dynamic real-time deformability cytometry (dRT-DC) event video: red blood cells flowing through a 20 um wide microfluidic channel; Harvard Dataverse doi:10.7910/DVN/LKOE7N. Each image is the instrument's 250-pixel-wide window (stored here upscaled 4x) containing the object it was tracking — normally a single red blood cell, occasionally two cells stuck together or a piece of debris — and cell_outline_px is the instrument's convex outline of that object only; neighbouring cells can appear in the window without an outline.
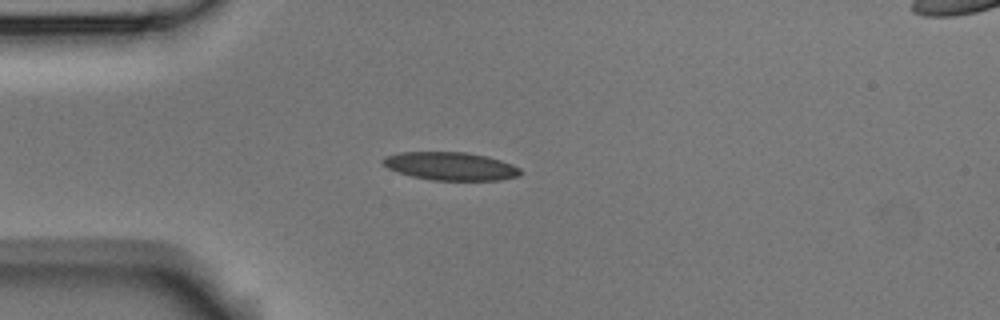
{"species": "Egyptian fruit bat (a non-hibernating species)", "species_latin": "Rousettus aegyptiacus", "temperature_condition": "room temperature", "stored_images_in_passage": 40, "camera_frame_rate_fps": 3000, "um_per_image_px": 0.085, "animal": {"sex": "male"}, "frame": {"image": 1, "passage_image": 1, "time_ms": 0.0, "image_size_px": [1000, 320], "cell_outline_px": [[520, 176], [500, 180], [432, 180], [412, 176], [388, 168], [380, 160], [388, 156], [400, 152], [468, 152], [488, 156], [512, 164], [520, 168]], "centroid_in_image_um": [38.34, 14.12], "position_along_channel_um": 46.7, "area_um2": 22.43}}
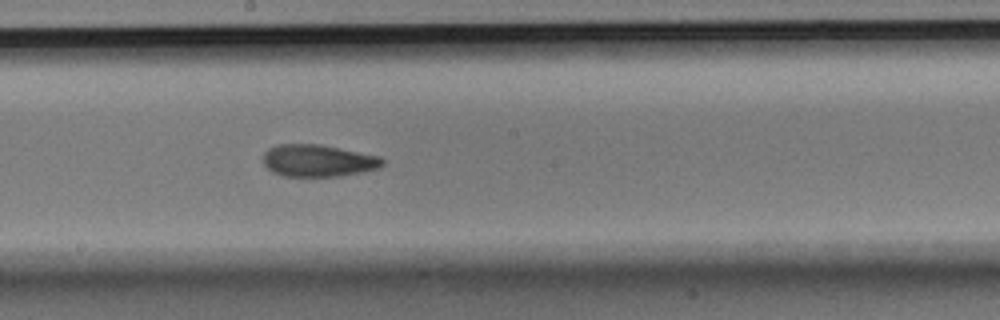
{"frame": {"image": 2, "passage_image": 16, "time_ms": 5.0, "image_size_px": [1000, 320], "cell_outline_px": [[384, 164], [380, 168], [364, 172], [340, 176], [284, 176], [272, 172], [264, 164], [264, 152], [268, 148], [280, 144], [316, 144], [380, 156], [384, 160]], "centroid_in_image_um": [27.05, 13.66], "position_along_channel_um": 221.1, "area_um2": 22.25}}
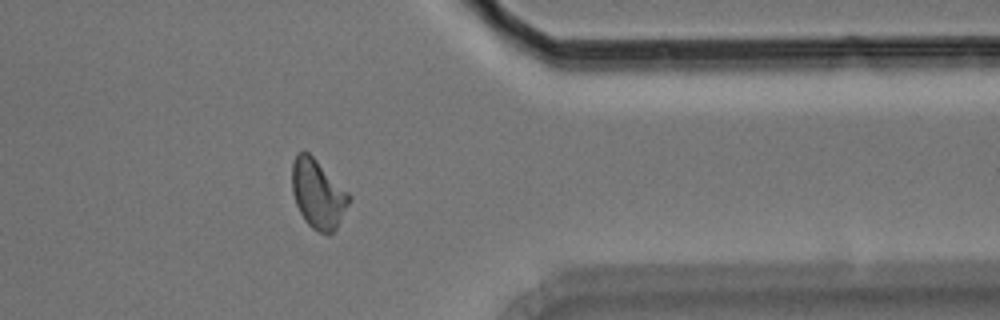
{"frame": {"image": 3, "passage_image": 30, "time_ms": 9.667, "image_size_px": [1000, 320], "cell_outline_px": [[352, 196], [336, 228], [328, 236], [312, 228], [304, 220], [296, 204], [292, 192], [292, 160], [296, 152], [308, 152]], "centroid_in_image_um": [27.0, 16.49], "position_along_channel_um": 384.4, "area_um2": 22.66}, "authors_computed_cell_mechanics": {"area_um2": 22.1085, "velocity_mm_per_s": 3.7711, "shape_relaxation_time_tau1_ms": 7.5191, "shape_relaxation_time_tau2_ms": 3.2325, "deformation_change_tau1": 0.1689, "deformation_change_tau2": 0.0952}}